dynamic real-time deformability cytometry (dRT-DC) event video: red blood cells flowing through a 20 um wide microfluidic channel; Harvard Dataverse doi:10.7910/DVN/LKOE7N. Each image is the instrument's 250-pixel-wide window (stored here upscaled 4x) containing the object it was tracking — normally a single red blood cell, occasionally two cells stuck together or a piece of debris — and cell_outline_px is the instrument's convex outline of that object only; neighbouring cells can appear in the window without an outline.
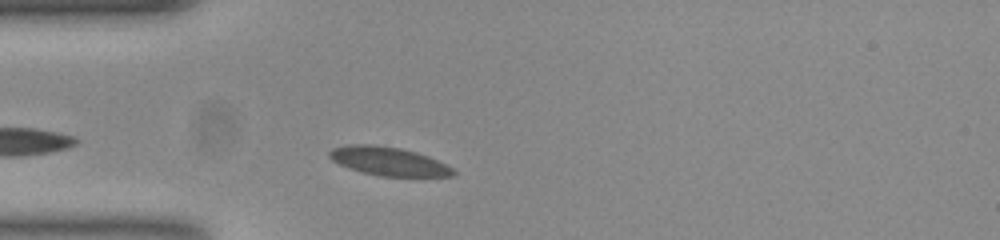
{"species": "common noctule bat (a hibernating species)", "species_latin": "Nyctalus noctula", "temperature_condition": "room temperature", "stored_images_in_passage": 35, "camera_frame_rate_fps": 3000, "um_per_image_px": 0.085, "animal": {"sex": "female", "body_mass_g": 23.0, "forearm_length_mm": 53.4}, "frame": {"image": 1, "passage_image": 6, "time_ms": 1.667, "image_size_px": [1000, 240], "cell_outline_px": [[456, 176], [380, 176], [348, 168], [332, 160], [328, 156], [328, 152], [332, 148], [356, 144], [364, 144], [400, 148], [416, 152], [428, 156], [452, 168], [456, 172]], "centroid_in_image_um": [33.02, 13.71], "position_along_channel_um": 52.0, "area_um2": 20.29}}
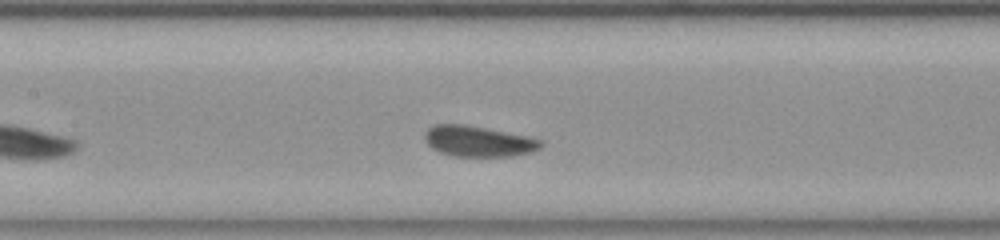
{"frame": {"image": 2, "passage_image": 16, "time_ms": 5.0, "image_size_px": [1000, 240], "cell_outline_px": [[544, 144], [540, 148], [532, 152], [512, 156], [452, 156], [440, 152], [432, 148], [428, 144], [428, 128], [436, 124], [460, 124], [524, 136], [544, 140]], "centroid_in_image_um": [40.71, 12.03], "position_along_channel_um": 166.7, "area_um2": 20.17}}
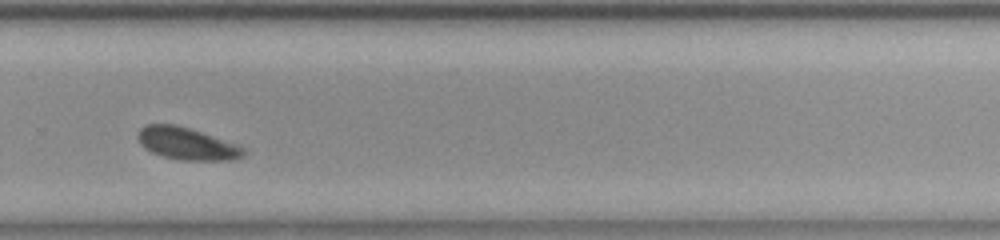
{"frame": {"image": 3, "passage_image": 28, "time_ms": 9.0, "image_size_px": [1000, 240], "cell_outline_px": [[248, 152], [244, 156], [232, 160], [180, 160], [160, 156], [144, 148], [140, 144], [136, 136], [140, 128], [144, 124], [176, 124], [200, 132], [244, 148]], "centroid_in_image_um": [15.82, 12.22], "position_along_channel_um": 314.0, "area_um2": 19.77}, "authors_computed_cell_mechanics": {"area_um2": 20.1722, "velocity_mm_per_s": 3.682, "shape_relaxation_time_tau1_ms": 2.853, "shape_relaxation_time_tau2_ms": null, "deformation_change_tau1": 0.0702, "deformation_change_tau2": null}}